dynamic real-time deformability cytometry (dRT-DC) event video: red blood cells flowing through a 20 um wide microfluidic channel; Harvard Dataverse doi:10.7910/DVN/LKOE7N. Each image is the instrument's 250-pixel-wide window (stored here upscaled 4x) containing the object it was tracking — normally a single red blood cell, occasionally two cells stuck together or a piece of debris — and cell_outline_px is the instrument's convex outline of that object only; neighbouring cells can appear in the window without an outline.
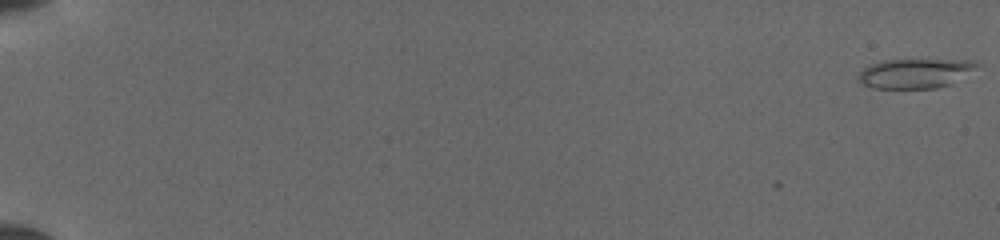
{"species": "common noctule bat (a hibernating species)", "species_latin": "Nyctalus noctula", "temperature_condition": "cold", "stored_images_in_passage": 6, "camera_frame_rate_fps": 3000, "um_per_image_px": 0.085, "animal": {"sex": "female", "body_mass_g": 19.5, "forearm_length_mm": 54.1}, "frame": {"image": 1, "passage_image": 1, "time_ms": 0.0, "image_size_px": [1000, 240], "cell_outline_px": [[980, 64], [948, 84], [936, 88], [872, 88], [856, 80], [860, 72], [864, 68], [872, 64], [884, 60], [968, 60]], "centroid_in_image_um": [77.68, 6.23], "position_along_channel_um": 7.3, "area_um2": 19.77}}